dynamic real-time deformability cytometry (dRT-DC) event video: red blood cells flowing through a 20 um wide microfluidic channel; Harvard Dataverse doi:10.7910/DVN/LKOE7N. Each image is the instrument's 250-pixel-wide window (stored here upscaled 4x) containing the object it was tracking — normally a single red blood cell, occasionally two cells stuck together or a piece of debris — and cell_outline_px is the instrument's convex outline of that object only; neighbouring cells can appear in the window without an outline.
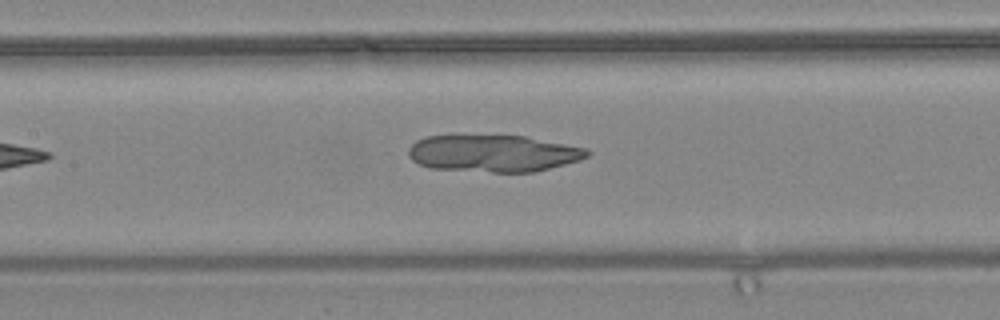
{"species": "common noctule bat (a hibernating species)", "species_latin": "Nyctalus noctula", "temperature_condition": "warm", "stored_images_in_passage": 7, "camera_frame_rate_fps": 3000, "um_per_image_px": 0.085, "animal": {"sex": "female", "body_mass_g": 24.6, "forearm_length_mm": 56.2}, "frame": {"image": 1, "passage_image": 7, "time_ms": 2.0, "image_size_px": [1000, 320], "cell_outline_px": [[592, 152], [588, 156], [580, 160], [536, 172], [492, 172], [428, 168], [412, 160], [408, 156], [408, 148], [416, 140], [428, 136], [524, 136], [588, 148]], "centroid_in_image_um": [41.95, 13.05], "position_along_channel_um": 165.4, "area_um2": 38.55}}